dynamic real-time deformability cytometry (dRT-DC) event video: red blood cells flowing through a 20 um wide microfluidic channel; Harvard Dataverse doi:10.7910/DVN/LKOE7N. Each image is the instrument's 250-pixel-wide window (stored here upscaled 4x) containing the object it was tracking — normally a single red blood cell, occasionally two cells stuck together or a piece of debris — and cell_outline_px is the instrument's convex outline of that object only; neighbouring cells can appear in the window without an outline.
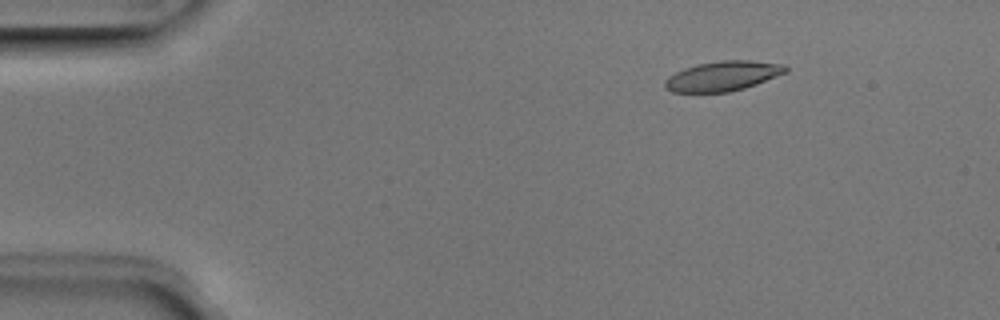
{"species": "Egyptian fruit bat (a non-hibernating species)", "species_latin": "Rousettus aegyptiacus", "temperature_condition": "room temperature", "stored_images_in_passage": 5, "camera_frame_rate_fps": 3000, "um_per_image_px": 0.085, "animal": {"sex": "male"}, "frame": {"image": 1, "passage_image": 3, "time_ms": 0.667, "image_size_px": [1000, 320], "cell_outline_px": [[788, 72], [756, 84], [744, 88], [728, 92], [672, 92], [664, 88], [664, 80], [668, 76], [684, 68], [696, 64], [720, 60], [748, 60], [784, 64], [788, 68]], "centroid_in_image_um": [61.42, 6.46], "position_along_channel_um": 23.6, "area_um2": 21.1}}